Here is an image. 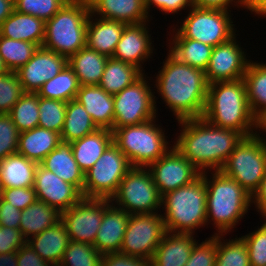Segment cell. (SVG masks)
<instances>
[{"instance_id":"6da1fadb","label":"cell","mask_w":266,"mask_h":266,"mask_svg":"<svg viewBox=\"0 0 266 266\" xmlns=\"http://www.w3.org/2000/svg\"><path fill=\"white\" fill-rule=\"evenodd\" d=\"M161 64L151 77L157 89L154 95L158 94L177 121L203 117L208 92L205 71L180 62L169 51Z\"/></svg>"},{"instance_id":"7a4b0ae2","label":"cell","mask_w":266,"mask_h":266,"mask_svg":"<svg viewBox=\"0 0 266 266\" xmlns=\"http://www.w3.org/2000/svg\"><path fill=\"white\" fill-rule=\"evenodd\" d=\"M177 122L180 131L173 146L200 172L221 170L244 137L238 131L216 127L203 117Z\"/></svg>"},{"instance_id":"3957f363","label":"cell","mask_w":266,"mask_h":266,"mask_svg":"<svg viewBox=\"0 0 266 266\" xmlns=\"http://www.w3.org/2000/svg\"><path fill=\"white\" fill-rule=\"evenodd\" d=\"M203 118L216 127L238 131L244 137L260 131V123L249 107L243 78L208 84Z\"/></svg>"},{"instance_id":"277c9868","label":"cell","mask_w":266,"mask_h":266,"mask_svg":"<svg viewBox=\"0 0 266 266\" xmlns=\"http://www.w3.org/2000/svg\"><path fill=\"white\" fill-rule=\"evenodd\" d=\"M201 176L207 190V227L215 226L214 235H230L250 212L252 196L221 170L205 171Z\"/></svg>"},{"instance_id":"5b68a950","label":"cell","mask_w":266,"mask_h":266,"mask_svg":"<svg viewBox=\"0 0 266 266\" xmlns=\"http://www.w3.org/2000/svg\"><path fill=\"white\" fill-rule=\"evenodd\" d=\"M207 190L200 176L189 185L162 196L161 215L168 232L196 233L207 226ZM165 211V212H164Z\"/></svg>"},{"instance_id":"8992f818","label":"cell","mask_w":266,"mask_h":266,"mask_svg":"<svg viewBox=\"0 0 266 266\" xmlns=\"http://www.w3.org/2000/svg\"><path fill=\"white\" fill-rule=\"evenodd\" d=\"M90 15L87 0H69L45 22L42 47L69 58L86 46L87 23Z\"/></svg>"},{"instance_id":"52a82bcc","label":"cell","mask_w":266,"mask_h":266,"mask_svg":"<svg viewBox=\"0 0 266 266\" xmlns=\"http://www.w3.org/2000/svg\"><path fill=\"white\" fill-rule=\"evenodd\" d=\"M158 117L139 125L124 126L113 131V143L122 151L132 167H148L172 146ZM172 145V146H169Z\"/></svg>"},{"instance_id":"ba28073f","label":"cell","mask_w":266,"mask_h":266,"mask_svg":"<svg viewBox=\"0 0 266 266\" xmlns=\"http://www.w3.org/2000/svg\"><path fill=\"white\" fill-rule=\"evenodd\" d=\"M184 19L177 24H171L170 37H185L200 41L211 47L229 41L236 35L237 27L232 19L233 13L229 10L216 8H200L192 6ZM232 14V15H231ZM180 25H179V24ZM175 25V26H174ZM179 25V26H178ZM177 27V28H176Z\"/></svg>"},{"instance_id":"9c48e42d","label":"cell","mask_w":266,"mask_h":266,"mask_svg":"<svg viewBox=\"0 0 266 266\" xmlns=\"http://www.w3.org/2000/svg\"><path fill=\"white\" fill-rule=\"evenodd\" d=\"M261 134L259 131L243 137L221 168L251 196L258 190L266 171V137Z\"/></svg>"},{"instance_id":"30bf717a","label":"cell","mask_w":266,"mask_h":266,"mask_svg":"<svg viewBox=\"0 0 266 266\" xmlns=\"http://www.w3.org/2000/svg\"><path fill=\"white\" fill-rule=\"evenodd\" d=\"M144 73L134 83L113 95L114 120L111 131L131 125H139L158 116L157 99L151 77ZM150 80V81H148ZM151 85V86H150ZM157 98V99H156Z\"/></svg>"},{"instance_id":"8fae6325","label":"cell","mask_w":266,"mask_h":266,"mask_svg":"<svg viewBox=\"0 0 266 266\" xmlns=\"http://www.w3.org/2000/svg\"><path fill=\"white\" fill-rule=\"evenodd\" d=\"M110 200L128 214L161 212L162 196L147 167H132Z\"/></svg>"},{"instance_id":"7c38bea8","label":"cell","mask_w":266,"mask_h":266,"mask_svg":"<svg viewBox=\"0 0 266 266\" xmlns=\"http://www.w3.org/2000/svg\"><path fill=\"white\" fill-rule=\"evenodd\" d=\"M131 168L125 154L112 143L84 174L83 197L111 199Z\"/></svg>"},{"instance_id":"4fadbf2b","label":"cell","mask_w":266,"mask_h":266,"mask_svg":"<svg viewBox=\"0 0 266 266\" xmlns=\"http://www.w3.org/2000/svg\"><path fill=\"white\" fill-rule=\"evenodd\" d=\"M166 232L161 212L130 214L120 253L152 259Z\"/></svg>"},{"instance_id":"5bb4252c","label":"cell","mask_w":266,"mask_h":266,"mask_svg":"<svg viewBox=\"0 0 266 266\" xmlns=\"http://www.w3.org/2000/svg\"><path fill=\"white\" fill-rule=\"evenodd\" d=\"M111 204L107 198H82L61 213L69 239L74 242L94 244L105 209Z\"/></svg>"},{"instance_id":"9a60e30c","label":"cell","mask_w":266,"mask_h":266,"mask_svg":"<svg viewBox=\"0 0 266 266\" xmlns=\"http://www.w3.org/2000/svg\"><path fill=\"white\" fill-rule=\"evenodd\" d=\"M147 168L161 196L191 184L202 173L174 146Z\"/></svg>"},{"instance_id":"2e32d148","label":"cell","mask_w":266,"mask_h":266,"mask_svg":"<svg viewBox=\"0 0 266 266\" xmlns=\"http://www.w3.org/2000/svg\"><path fill=\"white\" fill-rule=\"evenodd\" d=\"M238 35L239 33L229 41L212 49L210 62L205 70L208 84L217 81H235L243 78L251 58L249 59L246 54L247 49L241 47L240 40H237Z\"/></svg>"},{"instance_id":"e0dca14e","label":"cell","mask_w":266,"mask_h":266,"mask_svg":"<svg viewBox=\"0 0 266 266\" xmlns=\"http://www.w3.org/2000/svg\"><path fill=\"white\" fill-rule=\"evenodd\" d=\"M149 23L126 25L113 54V58L134 65L143 73L146 66L144 64L153 59V54L156 53L152 43L154 40L149 34L151 32Z\"/></svg>"},{"instance_id":"ac0fdd59","label":"cell","mask_w":266,"mask_h":266,"mask_svg":"<svg viewBox=\"0 0 266 266\" xmlns=\"http://www.w3.org/2000/svg\"><path fill=\"white\" fill-rule=\"evenodd\" d=\"M68 64V58L38 47L32 58L16 71L24 92L37 93L42 85L54 78Z\"/></svg>"},{"instance_id":"d6986e66","label":"cell","mask_w":266,"mask_h":266,"mask_svg":"<svg viewBox=\"0 0 266 266\" xmlns=\"http://www.w3.org/2000/svg\"><path fill=\"white\" fill-rule=\"evenodd\" d=\"M33 188L37 200L54 207L60 213L68 210L83 198L82 192L74 185L60 179L54 172L38 164Z\"/></svg>"},{"instance_id":"ffe728a7","label":"cell","mask_w":266,"mask_h":266,"mask_svg":"<svg viewBox=\"0 0 266 266\" xmlns=\"http://www.w3.org/2000/svg\"><path fill=\"white\" fill-rule=\"evenodd\" d=\"M90 14L96 17L129 24L151 21L145 0H87Z\"/></svg>"},{"instance_id":"44dd1931","label":"cell","mask_w":266,"mask_h":266,"mask_svg":"<svg viewBox=\"0 0 266 266\" xmlns=\"http://www.w3.org/2000/svg\"><path fill=\"white\" fill-rule=\"evenodd\" d=\"M130 214L112 203L105 209L94 240V248L102 255L120 252Z\"/></svg>"},{"instance_id":"7402d4cb","label":"cell","mask_w":266,"mask_h":266,"mask_svg":"<svg viewBox=\"0 0 266 266\" xmlns=\"http://www.w3.org/2000/svg\"><path fill=\"white\" fill-rule=\"evenodd\" d=\"M194 235L167 231L151 259L152 266H185L198 241Z\"/></svg>"},{"instance_id":"603a6c76","label":"cell","mask_w":266,"mask_h":266,"mask_svg":"<svg viewBox=\"0 0 266 266\" xmlns=\"http://www.w3.org/2000/svg\"><path fill=\"white\" fill-rule=\"evenodd\" d=\"M126 25L121 21L104 19L90 14L87 23L86 46L107 57H113Z\"/></svg>"},{"instance_id":"cb8c5ba5","label":"cell","mask_w":266,"mask_h":266,"mask_svg":"<svg viewBox=\"0 0 266 266\" xmlns=\"http://www.w3.org/2000/svg\"><path fill=\"white\" fill-rule=\"evenodd\" d=\"M76 101L82 104L98 128L111 130L114 120L113 95L99 85L80 86Z\"/></svg>"},{"instance_id":"d4e9b609","label":"cell","mask_w":266,"mask_h":266,"mask_svg":"<svg viewBox=\"0 0 266 266\" xmlns=\"http://www.w3.org/2000/svg\"><path fill=\"white\" fill-rule=\"evenodd\" d=\"M69 241L65 225L60 220L40 234L30 237L27 243L43 260L52 266H58Z\"/></svg>"},{"instance_id":"484cf974","label":"cell","mask_w":266,"mask_h":266,"mask_svg":"<svg viewBox=\"0 0 266 266\" xmlns=\"http://www.w3.org/2000/svg\"><path fill=\"white\" fill-rule=\"evenodd\" d=\"M39 164L65 182L76 186L83 194L84 173L74 159L71 143L61 142Z\"/></svg>"},{"instance_id":"4316f807","label":"cell","mask_w":266,"mask_h":266,"mask_svg":"<svg viewBox=\"0 0 266 266\" xmlns=\"http://www.w3.org/2000/svg\"><path fill=\"white\" fill-rule=\"evenodd\" d=\"M0 36L32 42L42 47L45 38V21L14 10L0 25Z\"/></svg>"},{"instance_id":"83f0119b","label":"cell","mask_w":266,"mask_h":266,"mask_svg":"<svg viewBox=\"0 0 266 266\" xmlns=\"http://www.w3.org/2000/svg\"><path fill=\"white\" fill-rule=\"evenodd\" d=\"M112 143L113 132L105 128L72 142V153L80 170L85 174Z\"/></svg>"},{"instance_id":"f1b7e54d","label":"cell","mask_w":266,"mask_h":266,"mask_svg":"<svg viewBox=\"0 0 266 266\" xmlns=\"http://www.w3.org/2000/svg\"><path fill=\"white\" fill-rule=\"evenodd\" d=\"M61 142L59 133L37 126L19 134L17 153L39 164Z\"/></svg>"},{"instance_id":"f546056e","label":"cell","mask_w":266,"mask_h":266,"mask_svg":"<svg viewBox=\"0 0 266 266\" xmlns=\"http://www.w3.org/2000/svg\"><path fill=\"white\" fill-rule=\"evenodd\" d=\"M243 80L251 112L261 124L266 119V63L251 58Z\"/></svg>"},{"instance_id":"4dcf8cb0","label":"cell","mask_w":266,"mask_h":266,"mask_svg":"<svg viewBox=\"0 0 266 266\" xmlns=\"http://www.w3.org/2000/svg\"><path fill=\"white\" fill-rule=\"evenodd\" d=\"M108 58L85 46L68 58V65L73 69L81 86L99 85Z\"/></svg>"},{"instance_id":"1f68e13d","label":"cell","mask_w":266,"mask_h":266,"mask_svg":"<svg viewBox=\"0 0 266 266\" xmlns=\"http://www.w3.org/2000/svg\"><path fill=\"white\" fill-rule=\"evenodd\" d=\"M38 163L18 153L0 160V178L4 188L33 187Z\"/></svg>"},{"instance_id":"d6a6232c","label":"cell","mask_w":266,"mask_h":266,"mask_svg":"<svg viewBox=\"0 0 266 266\" xmlns=\"http://www.w3.org/2000/svg\"><path fill=\"white\" fill-rule=\"evenodd\" d=\"M60 220L61 213L57 209L50 207L43 201L36 200L21 211L19 229L23 237L28 240Z\"/></svg>"},{"instance_id":"836d02e7","label":"cell","mask_w":266,"mask_h":266,"mask_svg":"<svg viewBox=\"0 0 266 266\" xmlns=\"http://www.w3.org/2000/svg\"><path fill=\"white\" fill-rule=\"evenodd\" d=\"M166 40L167 51L180 62L204 71L208 68L213 47L185 37H167Z\"/></svg>"},{"instance_id":"e575fe53","label":"cell","mask_w":266,"mask_h":266,"mask_svg":"<svg viewBox=\"0 0 266 266\" xmlns=\"http://www.w3.org/2000/svg\"><path fill=\"white\" fill-rule=\"evenodd\" d=\"M143 74L136 66L109 57L99 86L108 94L115 95L134 83Z\"/></svg>"},{"instance_id":"d590c367","label":"cell","mask_w":266,"mask_h":266,"mask_svg":"<svg viewBox=\"0 0 266 266\" xmlns=\"http://www.w3.org/2000/svg\"><path fill=\"white\" fill-rule=\"evenodd\" d=\"M97 129L82 104L75 99L67 102L64 126L60 133L62 142L72 143Z\"/></svg>"},{"instance_id":"8d00e7d4","label":"cell","mask_w":266,"mask_h":266,"mask_svg":"<svg viewBox=\"0 0 266 266\" xmlns=\"http://www.w3.org/2000/svg\"><path fill=\"white\" fill-rule=\"evenodd\" d=\"M80 83L73 69L67 64L54 78L38 90L39 97L69 102L76 98Z\"/></svg>"},{"instance_id":"74e56055","label":"cell","mask_w":266,"mask_h":266,"mask_svg":"<svg viewBox=\"0 0 266 266\" xmlns=\"http://www.w3.org/2000/svg\"><path fill=\"white\" fill-rule=\"evenodd\" d=\"M9 115L20 133L36 128L39 123L38 94L25 92L14 104Z\"/></svg>"},{"instance_id":"f35d334b","label":"cell","mask_w":266,"mask_h":266,"mask_svg":"<svg viewBox=\"0 0 266 266\" xmlns=\"http://www.w3.org/2000/svg\"><path fill=\"white\" fill-rule=\"evenodd\" d=\"M38 47L32 42L0 36V56L9 71L16 72L24 66L32 58Z\"/></svg>"},{"instance_id":"ab89813d","label":"cell","mask_w":266,"mask_h":266,"mask_svg":"<svg viewBox=\"0 0 266 266\" xmlns=\"http://www.w3.org/2000/svg\"><path fill=\"white\" fill-rule=\"evenodd\" d=\"M215 266H250L246 243L241 237L225 239L224 235H217Z\"/></svg>"},{"instance_id":"60d3db41","label":"cell","mask_w":266,"mask_h":266,"mask_svg":"<svg viewBox=\"0 0 266 266\" xmlns=\"http://www.w3.org/2000/svg\"><path fill=\"white\" fill-rule=\"evenodd\" d=\"M102 254L93 245L69 241L58 266H101Z\"/></svg>"},{"instance_id":"b9f144b4","label":"cell","mask_w":266,"mask_h":266,"mask_svg":"<svg viewBox=\"0 0 266 266\" xmlns=\"http://www.w3.org/2000/svg\"><path fill=\"white\" fill-rule=\"evenodd\" d=\"M66 108L67 102L39 97L38 126L60 134L64 126Z\"/></svg>"},{"instance_id":"7bdbcfd3","label":"cell","mask_w":266,"mask_h":266,"mask_svg":"<svg viewBox=\"0 0 266 266\" xmlns=\"http://www.w3.org/2000/svg\"><path fill=\"white\" fill-rule=\"evenodd\" d=\"M69 0H14L15 10L40 18L50 20Z\"/></svg>"},{"instance_id":"ee69618b","label":"cell","mask_w":266,"mask_h":266,"mask_svg":"<svg viewBox=\"0 0 266 266\" xmlns=\"http://www.w3.org/2000/svg\"><path fill=\"white\" fill-rule=\"evenodd\" d=\"M263 221L255 230L241 236L246 243L250 266H266V218Z\"/></svg>"},{"instance_id":"f6af8a7d","label":"cell","mask_w":266,"mask_h":266,"mask_svg":"<svg viewBox=\"0 0 266 266\" xmlns=\"http://www.w3.org/2000/svg\"><path fill=\"white\" fill-rule=\"evenodd\" d=\"M24 93L16 72L9 71L0 76V114H9Z\"/></svg>"},{"instance_id":"bcb514c9","label":"cell","mask_w":266,"mask_h":266,"mask_svg":"<svg viewBox=\"0 0 266 266\" xmlns=\"http://www.w3.org/2000/svg\"><path fill=\"white\" fill-rule=\"evenodd\" d=\"M217 257V235L199 240L192 248L190 258L185 266H215Z\"/></svg>"},{"instance_id":"7dc6e473","label":"cell","mask_w":266,"mask_h":266,"mask_svg":"<svg viewBox=\"0 0 266 266\" xmlns=\"http://www.w3.org/2000/svg\"><path fill=\"white\" fill-rule=\"evenodd\" d=\"M19 134L9 114H0V160L16 154Z\"/></svg>"},{"instance_id":"c3c4849f","label":"cell","mask_w":266,"mask_h":266,"mask_svg":"<svg viewBox=\"0 0 266 266\" xmlns=\"http://www.w3.org/2000/svg\"><path fill=\"white\" fill-rule=\"evenodd\" d=\"M1 197L21 211L37 200L33 187L4 188Z\"/></svg>"},{"instance_id":"681fc988","label":"cell","mask_w":266,"mask_h":266,"mask_svg":"<svg viewBox=\"0 0 266 266\" xmlns=\"http://www.w3.org/2000/svg\"><path fill=\"white\" fill-rule=\"evenodd\" d=\"M155 7V9L161 11L163 14H175L178 15L182 10H189L192 6V0H145V7L146 11L148 13V16L153 20L152 14L150 15V12L152 13V8Z\"/></svg>"},{"instance_id":"f907efd6","label":"cell","mask_w":266,"mask_h":266,"mask_svg":"<svg viewBox=\"0 0 266 266\" xmlns=\"http://www.w3.org/2000/svg\"><path fill=\"white\" fill-rule=\"evenodd\" d=\"M26 242L19 228L0 226V254L18 251Z\"/></svg>"},{"instance_id":"816d5d0a","label":"cell","mask_w":266,"mask_h":266,"mask_svg":"<svg viewBox=\"0 0 266 266\" xmlns=\"http://www.w3.org/2000/svg\"><path fill=\"white\" fill-rule=\"evenodd\" d=\"M101 266H152V263L151 259L115 252L103 254Z\"/></svg>"},{"instance_id":"f5cc1de1","label":"cell","mask_w":266,"mask_h":266,"mask_svg":"<svg viewBox=\"0 0 266 266\" xmlns=\"http://www.w3.org/2000/svg\"><path fill=\"white\" fill-rule=\"evenodd\" d=\"M192 3L193 6L200 8H216L229 11H231L232 8L234 10L237 8V11H239V8H241V10L246 9L247 12L249 10L248 0H192Z\"/></svg>"},{"instance_id":"db71d44e","label":"cell","mask_w":266,"mask_h":266,"mask_svg":"<svg viewBox=\"0 0 266 266\" xmlns=\"http://www.w3.org/2000/svg\"><path fill=\"white\" fill-rule=\"evenodd\" d=\"M21 210L0 197V226L19 228Z\"/></svg>"},{"instance_id":"11a10c76","label":"cell","mask_w":266,"mask_h":266,"mask_svg":"<svg viewBox=\"0 0 266 266\" xmlns=\"http://www.w3.org/2000/svg\"><path fill=\"white\" fill-rule=\"evenodd\" d=\"M18 266H52L43 260L26 242L17 251Z\"/></svg>"},{"instance_id":"9f6ffc18","label":"cell","mask_w":266,"mask_h":266,"mask_svg":"<svg viewBox=\"0 0 266 266\" xmlns=\"http://www.w3.org/2000/svg\"><path fill=\"white\" fill-rule=\"evenodd\" d=\"M252 206L258 212L259 219L266 218V171L258 190L252 196Z\"/></svg>"},{"instance_id":"6f0895ef","label":"cell","mask_w":266,"mask_h":266,"mask_svg":"<svg viewBox=\"0 0 266 266\" xmlns=\"http://www.w3.org/2000/svg\"><path fill=\"white\" fill-rule=\"evenodd\" d=\"M15 10L14 0H0V25Z\"/></svg>"},{"instance_id":"680465c9","label":"cell","mask_w":266,"mask_h":266,"mask_svg":"<svg viewBox=\"0 0 266 266\" xmlns=\"http://www.w3.org/2000/svg\"><path fill=\"white\" fill-rule=\"evenodd\" d=\"M0 266H18L17 251L0 254Z\"/></svg>"},{"instance_id":"91938a15","label":"cell","mask_w":266,"mask_h":266,"mask_svg":"<svg viewBox=\"0 0 266 266\" xmlns=\"http://www.w3.org/2000/svg\"><path fill=\"white\" fill-rule=\"evenodd\" d=\"M250 13L256 17L263 19L266 17V0H260L251 10ZM260 16V17H259ZM262 17V18H261Z\"/></svg>"},{"instance_id":"94428289","label":"cell","mask_w":266,"mask_h":266,"mask_svg":"<svg viewBox=\"0 0 266 266\" xmlns=\"http://www.w3.org/2000/svg\"><path fill=\"white\" fill-rule=\"evenodd\" d=\"M9 70L7 69V67L5 66L3 59L0 56V76L5 75L6 73H8Z\"/></svg>"},{"instance_id":"6125c7cd","label":"cell","mask_w":266,"mask_h":266,"mask_svg":"<svg viewBox=\"0 0 266 266\" xmlns=\"http://www.w3.org/2000/svg\"><path fill=\"white\" fill-rule=\"evenodd\" d=\"M260 0H248L249 11L259 2Z\"/></svg>"},{"instance_id":"be15d7a7","label":"cell","mask_w":266,"mask_h":266,"mask_svg":"<svg viewBox=\"0 0 266 266\" xmlns=\"http://www.w3.org/2000/svg\"><path fill=\"white\" fill-rule=\"evenodd\" d=\"M260 131L266 135V119L260 124ZM266 137V136H265Z\"/></svg>"},{"instance_id":"e7e4bbea","label":"cell","mask_w":266,"mask_h":266,"mask_svg":"<svg viewBox=\"0 0 266 266\" xmlns=\"http://www.w3.org/2000/svg\"><path fill=\"white\" fill-rule=\"evenodd\" d=\"M2 191H3V186H2V182H1V178H0V197L2 196Z\"/></svg>"}]
</instances>
